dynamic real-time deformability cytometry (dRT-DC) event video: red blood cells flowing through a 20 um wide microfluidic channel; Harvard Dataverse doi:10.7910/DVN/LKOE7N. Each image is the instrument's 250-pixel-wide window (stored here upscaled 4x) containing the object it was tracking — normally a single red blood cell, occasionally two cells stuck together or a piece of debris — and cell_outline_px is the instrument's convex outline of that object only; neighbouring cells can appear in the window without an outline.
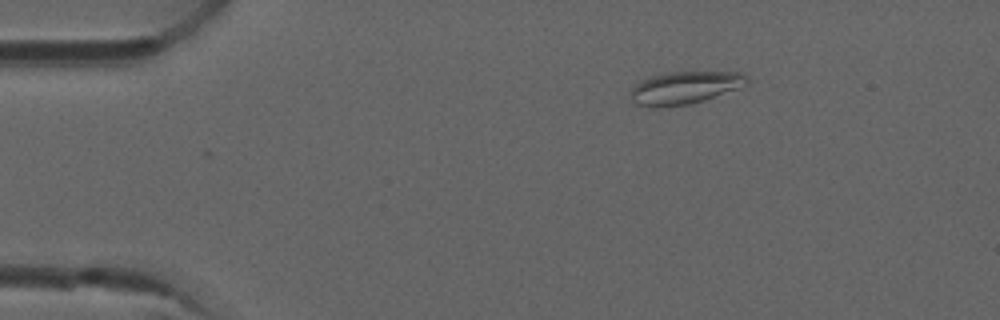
{"species": "common noctule bat (a hibernating species)", "species_latin": "Nyctalus noctula", "temperature_condition": "room temperature", "stored_images_in_passage": 45, "camera_frame_rate_fps": 3000, "um_per_image_px": 0.085, "animal": {"sex": "male", "forearm_length_mm": 52.5}, "frame": {"image": 1, "passage_image": 1, "time_ms": 0.0, "image_size_px": [1000, 320], "cell_outline_px": [[748, 84], [740, 88], [704, 100], [688, 104], [660, 108], [652, 108], [632, 104], [628, 92], [636, 84], [652, 76], [672, 72], [740, 72], [748, 76]], "centroid_in_image_um": [58.18, 7.48], "position_along_channel_um": 26.8, "area_um2": 22.37}}
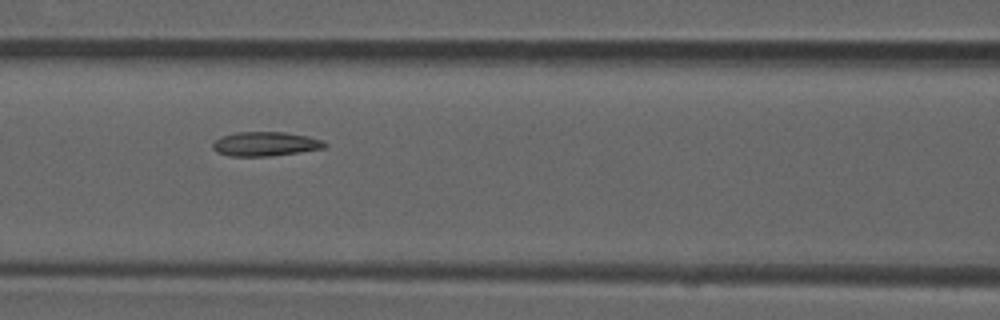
{"frame": {"image": 2, "passage_image": 15, "time_ms": 4.667, "image_size_px": [1000, 320], "cell_outline_px": [[328, 144], [324, 148], [300, 152], [268, 156], [228, 156], [216, 152], [212, 148], [212, 144], [220, 136], [236, 132], [284, 132], [308, 136], [324, 140]], "centroid_in_image_um": [22.55, 12.23], "position_along_channel_um": 144.1, "area_um2": 15.95}}
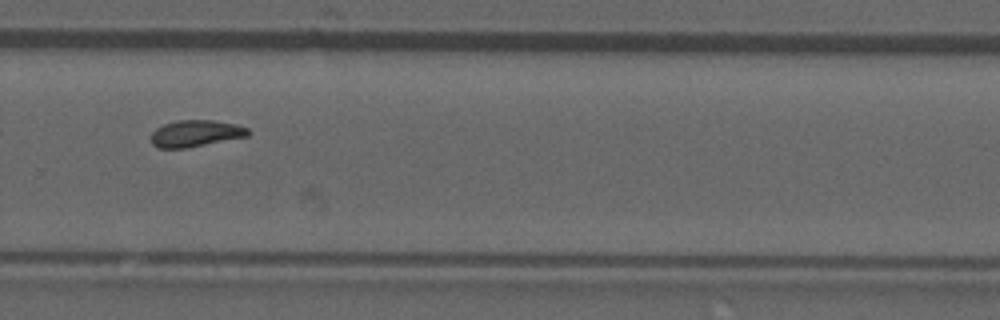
{"frame": {"image": 3, "passage_image": 28, "time_ms": 9.0, "image_size_px": [1000, 320], "cell_outline_px": [[252, 132], [248, 136], [184, 148], [156, 148], [152, 144], [152, 132], [156, 128], [164, 124], [180, 120], [212, 120], [236, 124], [248, 128]], "centroid_in_image_um": [16.64, 11.34], "position_along_channel_um": 313.2, "area_um2": 14.97}, "authors_computed_cell_mechanics": {"area_um2": 15.0858, "velocity_mm_per_s": 3.916, "shape_relaxation_time_tau1_ms": null, "shape_relaxation_time_tau2_ms": 2.3482, "deformation_change_tau1": null, "deformation_change_tau2": 0.0781}}